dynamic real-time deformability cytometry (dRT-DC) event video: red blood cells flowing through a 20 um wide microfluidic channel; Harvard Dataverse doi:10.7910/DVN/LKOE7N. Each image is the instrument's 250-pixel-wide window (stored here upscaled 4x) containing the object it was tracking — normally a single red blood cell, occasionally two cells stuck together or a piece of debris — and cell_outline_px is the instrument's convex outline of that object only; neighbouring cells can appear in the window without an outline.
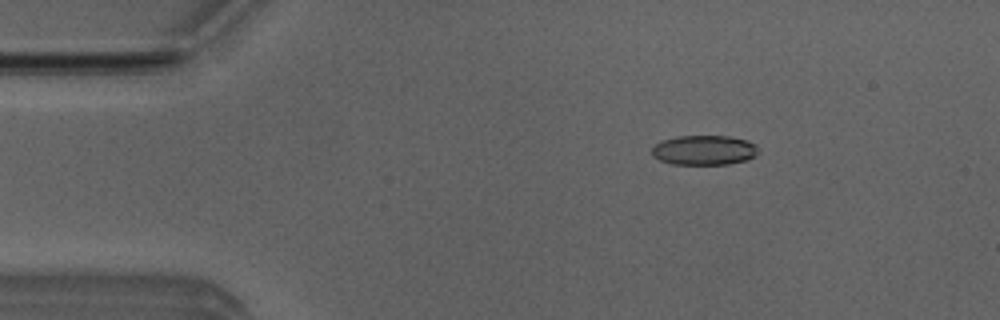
{"species": "Egyptian fruit bat (a non-hibernating species)", "species_latin": "Rousettus aegyptiacus", "temperature_condition": "room temperature", "stored_images_in_passage": 51, "camera_frame_rate_fps": 3000, "um_per_image_px": 0.085, "animal": {"sex": "male"}, "frame": {"image": 1, "passage_image": 8, "time_ms": 2.333, "image_size_px": [1000, 320], "cell_outline_px": [[756, 156], [744, 160], [728, 164], [672, 164], [660, 160], [652, 156], [652, 148], [656, 144], [664, 140], [676, 136], [728, 136], [748, 140], [756, 144]], "centroid_in_image_um": [59.84, 12.76], "position_along_channel_um": 25.2, "area_um2": 18.32}}
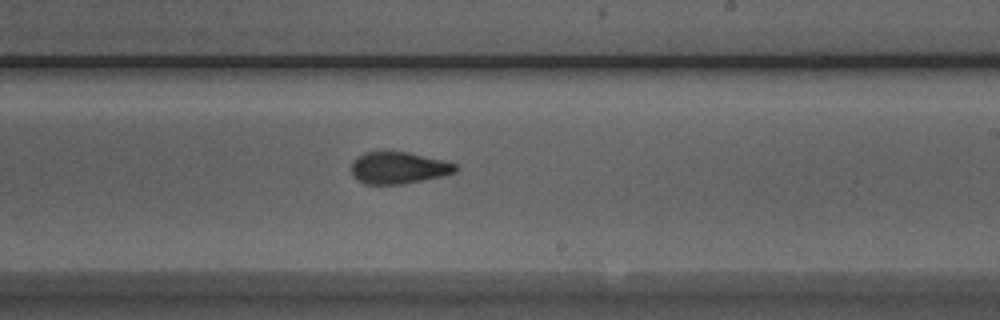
{"frame": {"image": 2, "passage_image": 30, "time_ms": 9.667, "image_size_px": [1000, 320], "cell_outline_px": [[460, 168], [456, 172], [444, 176], [404, 184], [364, 184], [356, 180], [352, 176], [352, 160], [356, 156], [364, 152], [408, 152], [448, 160], [456, 164]], "centroid_in_image_um": [33.91, 14.27], "position_along_channel_um": 255.1, "area_um2": 19.83}}
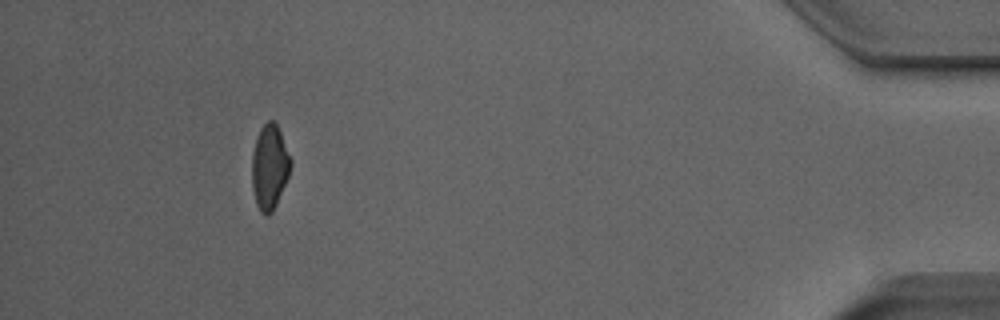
{"frame": {"image": 3, "passage_image": 47, "time_ms": 15.333, "image_size_px": [1000, 320], "cell_outline_px": [[292, 164], [288, 176], [276, 204], [272, 212], [268, 216], [264, 216], [260, 212], [256, 204], [252, 188], [252, 152], [256, 136], [260, 128], [268, 120], [272, 120], [276, 124], [280, 132], [292, 160]], "centroid_in_image_um": [22.89, 14.2], "position_along_channel_um": 412.3, "area_um2": 19.19}, "authors_computed_cell_mechanics": {"area_um2": 19.5364, "velocity_mm_per_s": 3.98, "shape_relaxation_time_tau1_ms": 4.8437, "shape_relaxation_time_tau2_ms": 2.0638, "deformation_change_tau1": 0.1404, "deformation_change_tau2": 0.0859}}